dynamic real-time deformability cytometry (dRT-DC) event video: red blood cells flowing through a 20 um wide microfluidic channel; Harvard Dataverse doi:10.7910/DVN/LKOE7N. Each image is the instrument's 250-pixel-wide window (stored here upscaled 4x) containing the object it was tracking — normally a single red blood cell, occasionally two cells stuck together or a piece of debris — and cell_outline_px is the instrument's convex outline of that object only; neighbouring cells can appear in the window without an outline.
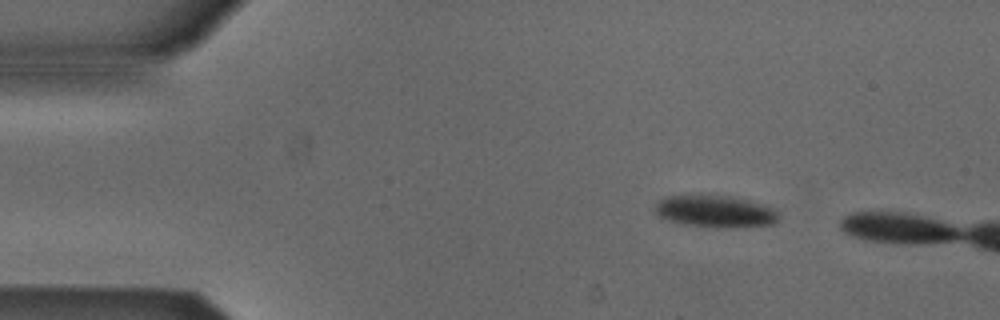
{"species": "Egyptian fruit bat (a non-hibernating species)", "species_latin": "Rousettus aegyptiacus", "temperature_condition": "cold", "stored_images_in_passage": 11, "camera_frame_rate_fps": 3000, "um_per_image_px": 0.085, "animal": {"sex": "male"}, "frame": {"image": 1, "passage_image": 7, "time_ms": 2.0, "image_size_px": [1000, 320], "cell_outline_px": [[776, 224], [736, 228], [716, 228], [684, 224], [668, 220], [660, 216], [652, 208], [660, 200], [668, 196], [728, 196], [744, 200], [768, 208], [776, 212]], "centroid_in_image_um": [60.73, 18.01], "position_along_channel_um": 24.3, "area_um2": 22.43}}